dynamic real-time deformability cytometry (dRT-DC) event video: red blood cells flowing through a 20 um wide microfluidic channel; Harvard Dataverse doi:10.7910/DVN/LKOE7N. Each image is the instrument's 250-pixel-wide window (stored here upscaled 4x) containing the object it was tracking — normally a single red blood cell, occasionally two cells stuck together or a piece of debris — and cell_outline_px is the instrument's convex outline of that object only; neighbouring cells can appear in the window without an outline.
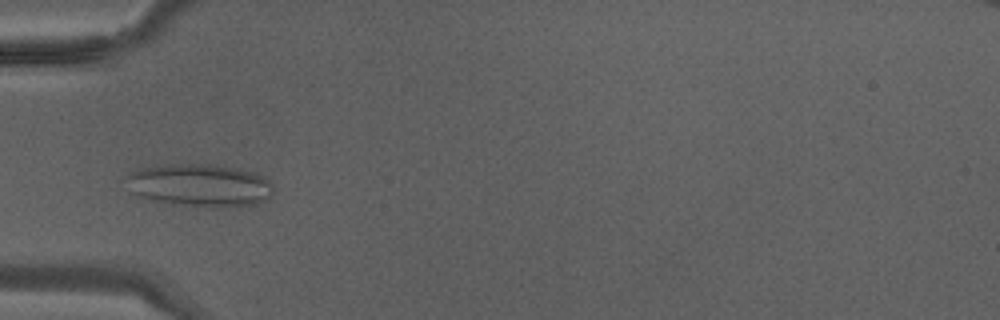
{"species": "Egyptian fruit bat (a non-hibernating species)", "species_latin": "Rousettus aegyptiacus", "temperature_condition": "warm", "stored_images_in_passage": 4, "camera_frame_rate_fps": 3000, "um_per_image_px": 0.085, "animal": {"sex": "male"}, "frame": {"image": 1, "passage_image": 2, "time_ms": 0.333, "image_size_px": [1000, 320], "cell_outline_px": [[272, 196], [268, 200], [256, 204], [216, 208], [208, 208], [172, 204], [136, 196], [132, 192], [124, 176], [140, 168], [168, 164], [216, 164], [240, 168], [264, 176], [272, 184]], "centroid_in_image_um": [17.0, 15.75], "position_along_channel_um": 68.0, "area_um2": 37.28}}